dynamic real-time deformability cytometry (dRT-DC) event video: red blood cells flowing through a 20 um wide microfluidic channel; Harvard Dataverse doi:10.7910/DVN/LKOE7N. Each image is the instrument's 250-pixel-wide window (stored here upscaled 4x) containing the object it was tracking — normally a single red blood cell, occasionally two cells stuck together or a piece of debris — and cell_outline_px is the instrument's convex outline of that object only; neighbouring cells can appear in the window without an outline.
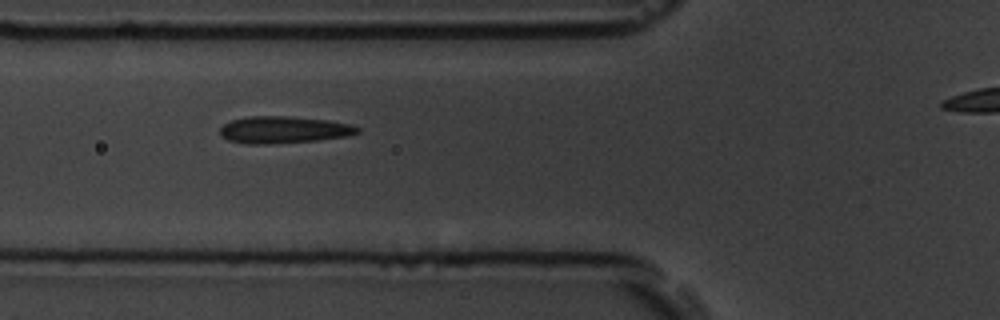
{"species": "common noctule bat (a hibernating species)", "species_latin": "Nyctalus noctula", "temperature_condition": "room temperature", "stored_images_in_passage": 5, "camera_frame_rate_fps": 3000, "um_per_image_px": 0.085, "animal": {"sex": "male", "body_mass_g": 19.5, "forearm_length_mm": 54.6}, "frame": {"image": 1, "passage_image": 3, "time_ms": 2.0, "image_size_px": [1000, 320], "cell_outline_px": [[360, 132], [348, 136], [316, 140], [268, 144], [248, 144], [228, 140], [220, 136], [220, 128], [224, 124], [232, 120], [248, 116], [288, 116], [328, 120], [352, 124], [360, 128]], "centroid_in_image_um": [24.11, 11.03], "position_along_channel_um": 101.7, "area_um2": 21.68}}
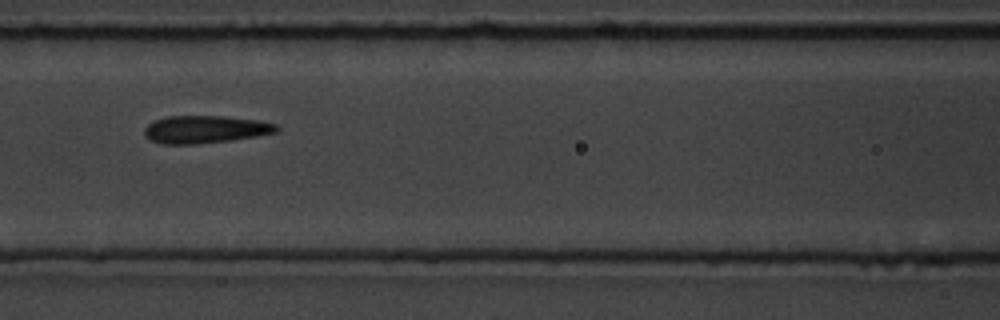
{"frame": {"image": 2, "passage_image": 4, "time_ms": 3.333, "image_size_px": [1000, 320], "cell_outline_px": [[280, 132], [232, 140], [196, 144], [164, 144], [152, 140], [144, 136], [144, 128], [148, 124], [156, 120], [168, 116], [224, 116], [260, 120], [276, 124], [280, 128]], "centroid_in_image_um": [17.49, 10.99], "position_along_channel_um": 149.1, "area_um2": 21.39}}
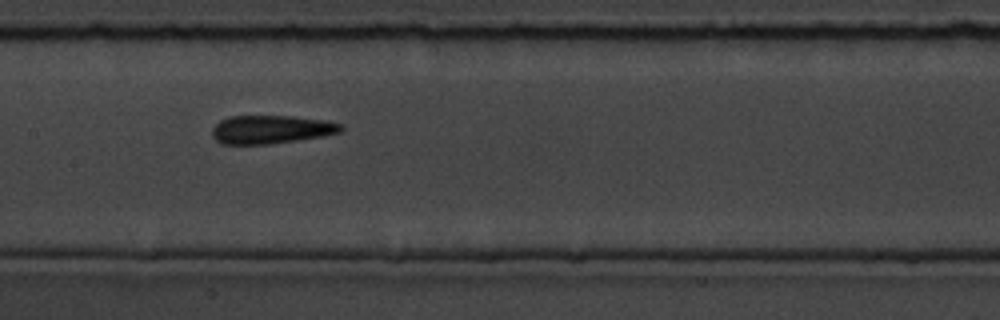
{"frame": {"image": 3, "passage_image": 5, "time_ms": 4.333, "image_size_px": [1000, 320], "cell_outline_px": [[344, 132], [296, 140], [268, 144], [220, 144], [212, 136], [212, 128], [220, 120], [228, 116], [292, 116], [328, 120], [344, 124]], "centroid_in_image_um": [23.07, 10.99], "position_along_channel_um": 184.3, "area_um2": 21.5}}